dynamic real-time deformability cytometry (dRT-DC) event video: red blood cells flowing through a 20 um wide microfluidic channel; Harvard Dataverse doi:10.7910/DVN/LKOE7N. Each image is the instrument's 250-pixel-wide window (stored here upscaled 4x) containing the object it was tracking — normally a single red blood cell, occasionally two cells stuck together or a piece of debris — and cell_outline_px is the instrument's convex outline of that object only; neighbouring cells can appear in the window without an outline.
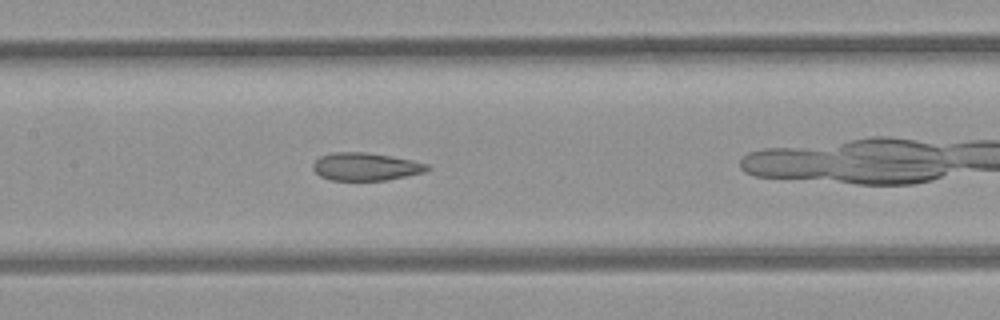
{"species": "common noctule bat (a hibernating species)", "species_latin": "Nyctalus noctula", "temperature_condition": "room temperature", "stored_images_in_passage": 27, "camera_frame_rate_fps": 3000, "um_per_image_px": 0.085, "animal": {"sex": "female", "body_mass_g": 21.9}, "frame": {"image": 1, "passage_image": 9, "time_ms": 2.667, "image_size_px": [1000, 320], "cell_outline_px": [[432, 168], [424, 172], [384, 180], [328, 180], [320, 176], [312, 168], [312, 164], [320, 156], [332, 152], [364, 152], [392, 156], [412, 160], [428, 164]], "centroid_in_image_um": [31.06, 14.16], "position_along_channel_um": 176.3, "area_um2": 18.5}}
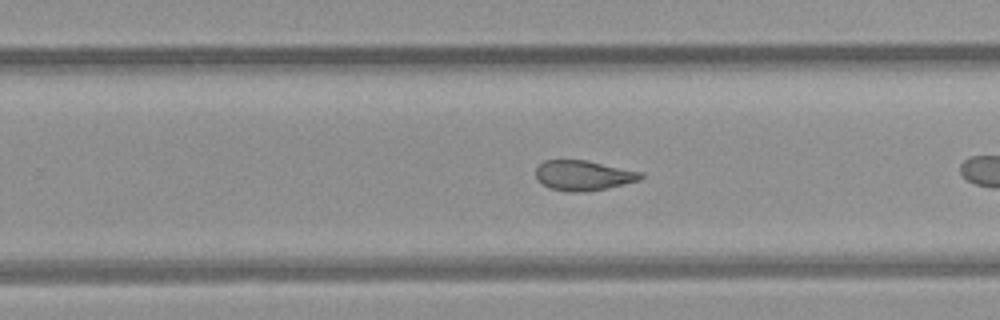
{"frame": {"image": 2, "passage_image": 17, "time_ms": 5.333, "image_size_px": [1000, 320], "cell_outline_px": [[644, 176], [640, 180], [608, 188], [580, 192], [572, 192], [548, 188], [536, 176], [536, 168], [544, 160], [584, 160], [644, 172]], "centroid_in_image_um": [49.62, 14.91], "position_along_channel_um": 280.2, "area_um2": 18.26}}
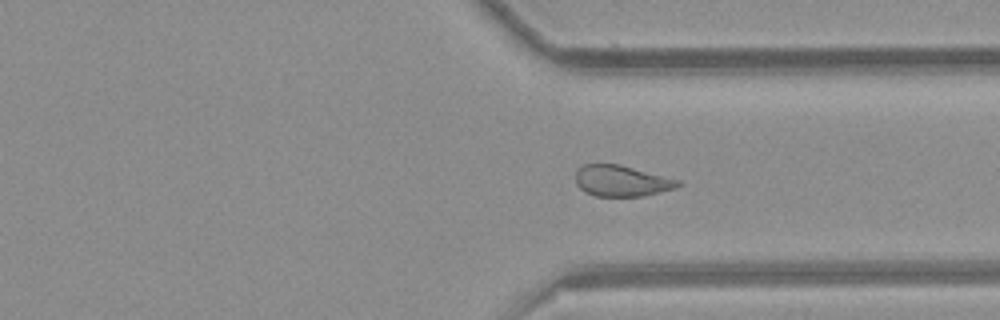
{"frame": {"image": 3, "passage_image": 23, "time_ms": 7.333, "image_size_px": [1000, 320], "cell_outline_px": [[680, 184], [672, 188], [644, 196], [596, 196], [584, 192], [576, 184], [576, 168], [584, 164], [620, 164], [680, 180]], "centroid_in_image_um": [52.77, 15.36], "position_along_channel_um": 358.6, "area_um2": 18.44}}